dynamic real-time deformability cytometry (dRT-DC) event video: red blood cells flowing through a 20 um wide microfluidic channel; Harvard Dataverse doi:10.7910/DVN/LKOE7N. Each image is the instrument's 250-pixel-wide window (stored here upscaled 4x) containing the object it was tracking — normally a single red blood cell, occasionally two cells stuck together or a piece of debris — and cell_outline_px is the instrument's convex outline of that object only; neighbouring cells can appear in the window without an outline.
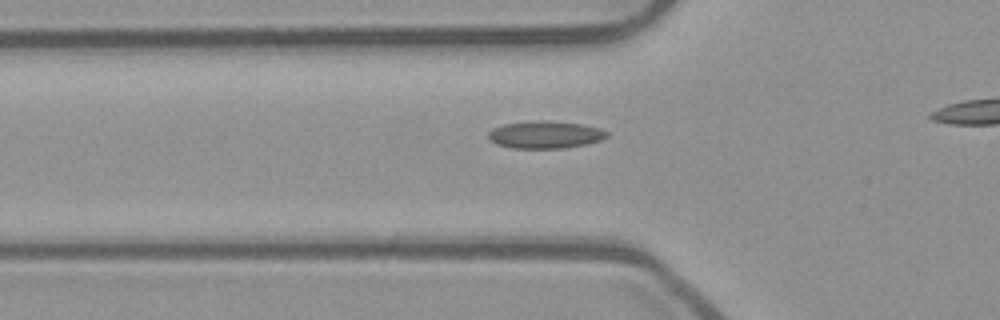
{"species": "common noctule bat (a hibernating species)", "species_latin": "Nyctalus noctula", "temperature_condition": "room temperature", "stored_images_in_passage": 27, "camera_frame_rate_fps": 3000, "um_per_image_px": 0.085, "animal": {"sex": "male", "body_mass_g": 23.1, "forearm_length_mm": 52.7}, "frame": {"image": 1, "passage_image": 2, "time_ms": 0.333, "image_size_px": [1000, 320], "cell_outline_px": [[608, 136], [600, 140], [584, 144], [560, 148], [512, 148], [496, 144], [488, 136], [488, 132], [492, 128], [504, 124], [532, 120], [548, 120], [580, 124], [600, 128], [608, 132]], "centroid_in_image_um": [46.31, 11.43], "position_along_channel_um": 79.5, "area_um2": 18.84}}
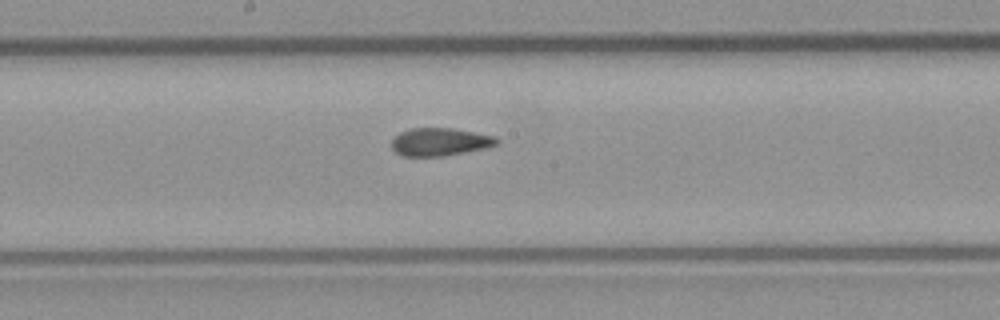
{"frame": {"image": 2, "passage_image": 12, "time_ms": 3.667, "image_size_px": [1000, 320], "cell_outline_px": [[500, 140], [496, 144], [484, 148], [440, 156], [404, 156], [396, 152], [392, 148], [392, 140], [400, 132], [412, 128], [452, 128], [496, 136]], "centroid_in_image_um": [37.38, 12.05], "position_along_channel_um": 210.8, "area_um2": 16.82}}
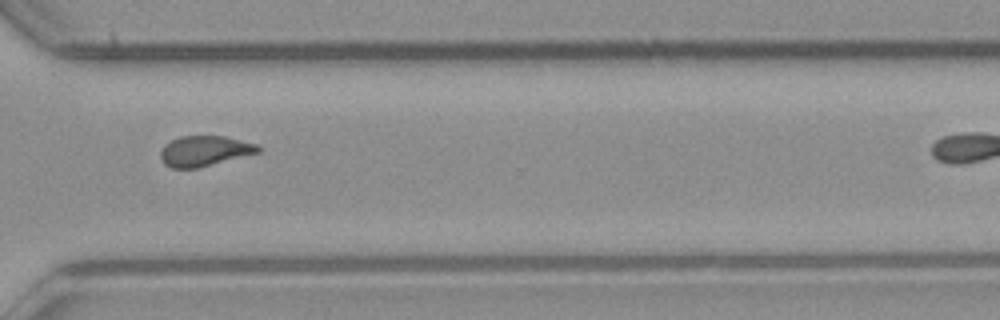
{"frame": {"image": 3, "passage_image": 23, "time_ms": 7.333, "image_size_px": [1000, 320], "cell_outline_px": [[260, 152], [196, 168], [172, 168], [164, 164], [160, 156], [160, 152], [164, 144], [180, 136], [224, 136], [256, 144], [260, 148]], "centroid_in_image_um": [17.35, 12.83], "position_along_channel_um": 353.3, "area_um2": 17.05}}